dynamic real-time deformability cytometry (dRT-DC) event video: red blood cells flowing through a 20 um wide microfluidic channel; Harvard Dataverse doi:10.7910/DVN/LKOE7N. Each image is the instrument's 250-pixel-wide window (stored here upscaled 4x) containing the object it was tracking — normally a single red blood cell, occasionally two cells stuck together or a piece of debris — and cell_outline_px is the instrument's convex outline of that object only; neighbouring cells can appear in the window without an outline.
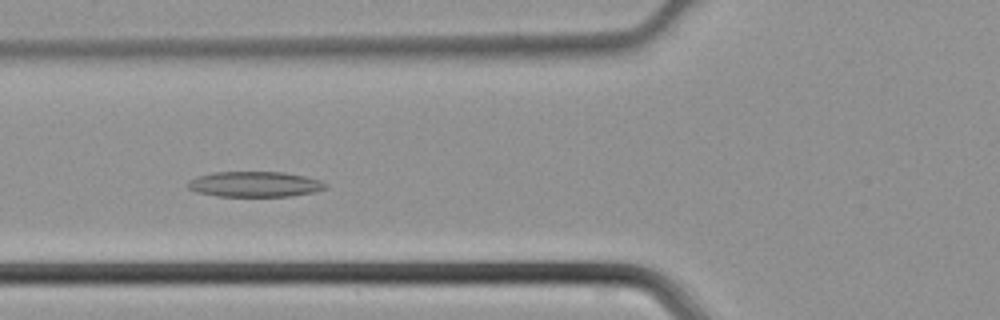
{"species": "common noctule bat (a hibernating species)", "species_latin": "Nyctalus noctula", "temperature_condition": "cold", "stored_images_in_passage": 42, "camera_frame_rate_fps": 3000, "um_per_image_px": 0.085, "animal": {"sex": "male", "body_mass_g": 21.5, "forearm_length_mm": 52.0}, "frame": {"image": 1, "passage_image": 14, "time_ms": 4.333, "image_size_px": [1000, 320], "cell_outline_px": [[328, 188], [312, 192], [292, 196], [216, 196], [196, 192], [188, 188], [188, 184], [196, 176], [212, 172], [284, 172], [304, 176], [320, 180], [328, 184]], "centroid_in_image_um": [21.67, 15.66], "position_along_channel_um": 104.1, "area_um2": 20.4}}
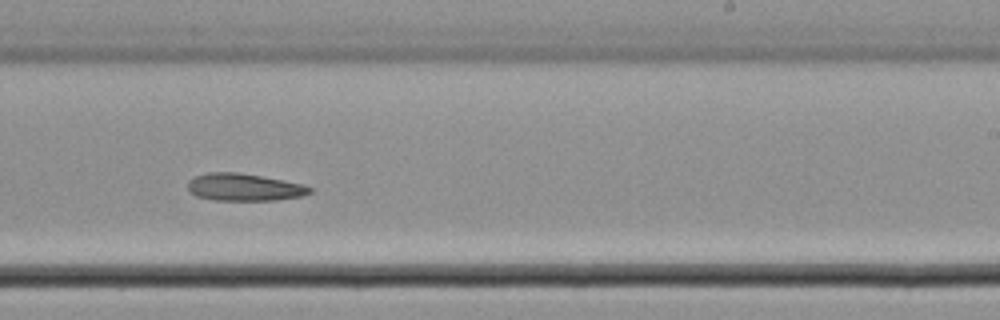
{"frame": {"image": 2, "passage_image": 25, "time_ms": 8.0, "image_size_px": [1000, 320], "cell_outline_px": [[312, 192], [304, 196], [276, 200], [212, 200], [196, 196], [188, 192], [188, 180], [196, 176], [208, 172], [240, 172], [304, 184], [312, 188]], "centroid_in_image_um": [20.75, 15.91], "position_along_channel_um": 268.2, "area_um2": 19.65}}
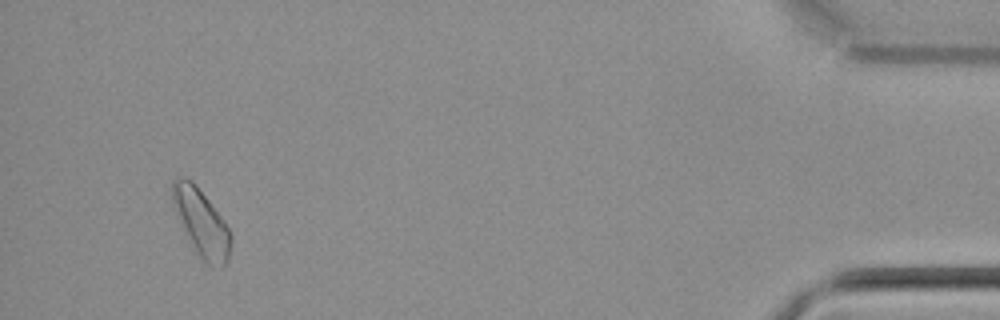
{"frame": {"image": 3, "passage_image": 40, "time_ms": 13.0, "image_size_px": [1000, 320], "cell_outline_px": [[232, 244], [228, 260], [224, 268], [220, 268], [204, 264], [200, 260], [192, 248], [172, 204], [172, 180], [176, 176], [184, 176], [192, 180], [196, 184], [224, 220], [232, 236]], "centroid_in_image_um": [17.12, 18.96], "position_along_channel_um": 418.1, "area_um2": 23.41}}